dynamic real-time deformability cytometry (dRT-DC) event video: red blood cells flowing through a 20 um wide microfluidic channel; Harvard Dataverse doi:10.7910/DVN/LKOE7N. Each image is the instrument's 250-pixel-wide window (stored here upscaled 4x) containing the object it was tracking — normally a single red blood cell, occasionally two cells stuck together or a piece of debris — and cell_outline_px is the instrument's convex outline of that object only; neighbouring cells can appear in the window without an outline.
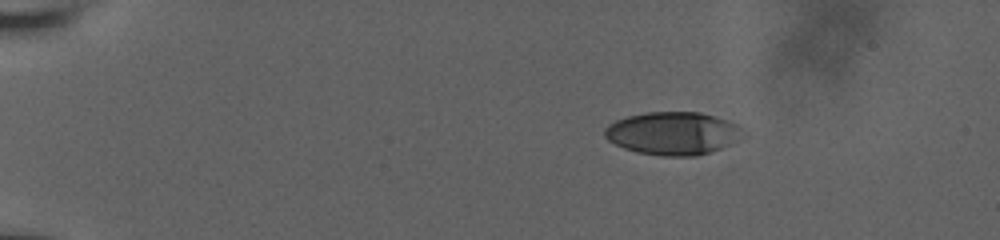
{"species": "human", "species_latin": "Homo sapiens", "temperature_condition": "room temperature", "stored_images_in_passage": 47, "camera_frame_rate_fps": 3000, "um_per_image_px": 0.085, "donor": {"sex": "male"}, "frame": {"image": 1, "passage_image": 1, "time_ms": 0.0, "image_size_px": [1000, 240], "cell_outline_px": [[740, 128], [728, 144], [720, 148], [696, 156], [660, 156], [636, 152], [624, 148], [608, 140], [604, 136], [604, 128], [608, 124], [616, 120], [628, 116], [648, 112], [700, 112], [728, 120], [740, 124]], "centroid_in_image_um": [57.08, 11.32], "position_along_channel_um": 27.9, "area_um2": 33.99}}
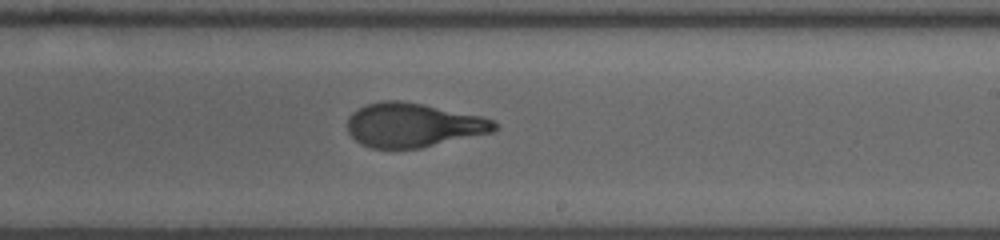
{"frame": {"image": 2, "passage_image": 27, "time_ms": 8.667, "image_size_px": [1000, 240], "cell_outline_px": [[500, 124], [492, 132], [420, 148], [372, 148], [356, 140], [348, 132], [348, 116], [352, 112], [364, 104], [384, 100], [400, 100], [424, 104], [484, 116], [496, 120]], "centroid_in_image_um": [35.15, 10.61], "position_along_channel_um": 253.9, "area_um2": 37.97}}
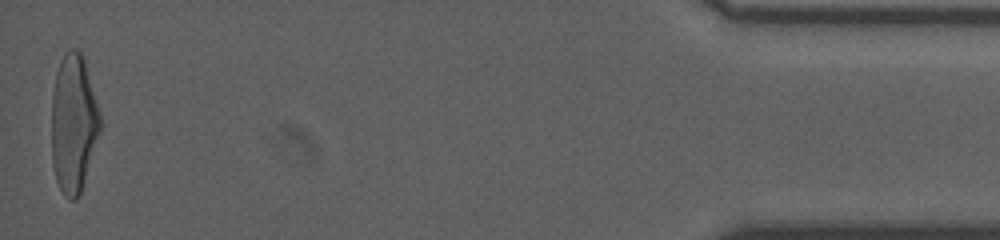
{"frame": {"image": 3, "passage_image": 47, "time_ms": 15.333, "image_size_px": [1000, 240], "cell_outline_px": [[100, 132], [80, 192], [76, 200], [68, 200], [64, 196], [56, 180], [52, 164], [52, 96], [56, 72], [60, 60], [64, 52], [68, 48], [76, 48], [80, 52], [84, 60], [100, 112]], "centroid_in_image_um": [6.23, 10.48], "position_along_channel_um": 429.0, "area_um2": 39.02}, "authors_computed_cell_mechanics": {"area_um2": 38.2058, "velocity_mm_per_s": 3.8322, "shape_relaxation_time_tau1_ms": 5.9216, "shape_relaxation_time_tau2_ms": 1.0235, "deformation_change_tau1": 0.2398, "deformation_change_tau2": 0.0836}}